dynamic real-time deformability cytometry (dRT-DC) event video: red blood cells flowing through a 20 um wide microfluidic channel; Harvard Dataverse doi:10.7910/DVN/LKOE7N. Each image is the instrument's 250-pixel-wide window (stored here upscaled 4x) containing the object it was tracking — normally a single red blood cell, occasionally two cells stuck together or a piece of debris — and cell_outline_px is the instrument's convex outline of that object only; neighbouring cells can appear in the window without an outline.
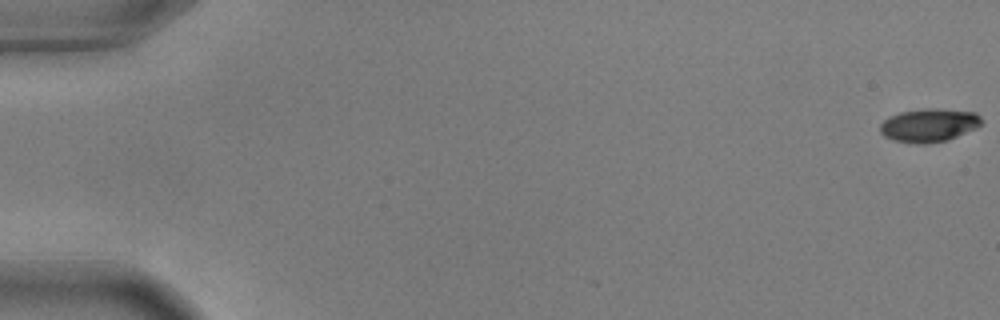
{"species": "common noctule bat (a hibernating species)", "species_latin": "Nyctalus noctula", "temperature_condition": "warm", "stored_images_in_passage": 10, "camera_frame_rate_fps": 3000, "um_per_image_px": 0.085, "animal": {"sex": "male", "body_mass_g": 17.9, "forearm_length_mm": 54.2}, "frame": {"image": 1, "passage_image": 1, "time_ms": 0.0, "image_size_px": [1000, 320], "cell_outline_px": [[984, 120], [976, 128], [948, 140], [924, 144], [916, 144], [896, 140], [884, 136], [880, 132], [880, 124], [888, 116], [900, 112], [924, 108], [936, 108], [976, 112]], "centroid_in_image_um": [78.97, 10.63], "position_along_channel_um": 6.0, "area_um2": 19.83}}